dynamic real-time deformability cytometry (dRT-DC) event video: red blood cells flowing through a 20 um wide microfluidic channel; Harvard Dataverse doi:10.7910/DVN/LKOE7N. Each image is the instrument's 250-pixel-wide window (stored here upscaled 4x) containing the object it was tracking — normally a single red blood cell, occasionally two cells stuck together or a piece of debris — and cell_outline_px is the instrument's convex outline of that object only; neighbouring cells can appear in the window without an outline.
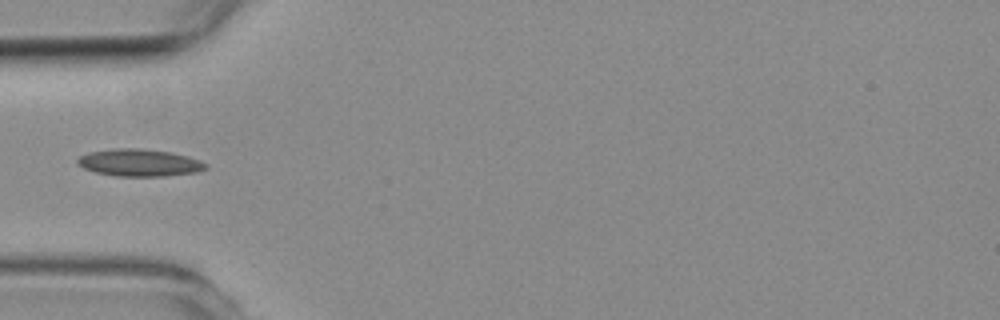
{"species": "common noctule bat (a hibernating species)", "species_latin": "Nyctalus noctula", "temperature_condition": "room temperature", "stored_images_in_passage": 3, "camera_frame_rate_fps": 3000, "um_per_image_px": 0.085, "animal": {"sex": "female", "body_mass_g": 19.3, "forearm_length_mm": 54.1}, "frame": {"image": 1, "passage_image": 2, "time_ms": 1.333, "image_size_px": [1000, 320], "cell_outline_px": [[208, 168], [196, 172], [164, 176], [116, 176], [96, 172], [84, 168], [76, 164], [76, 160], [80, 156], [88, 152], [116, 148], [136, 148], [172, 152], [188, 156], [200, 160], [208, 164]], "centroid_in_image_um": [11.85, 13.82], "position_along_channel_um": 73.1, "area_um2": 20.4}}
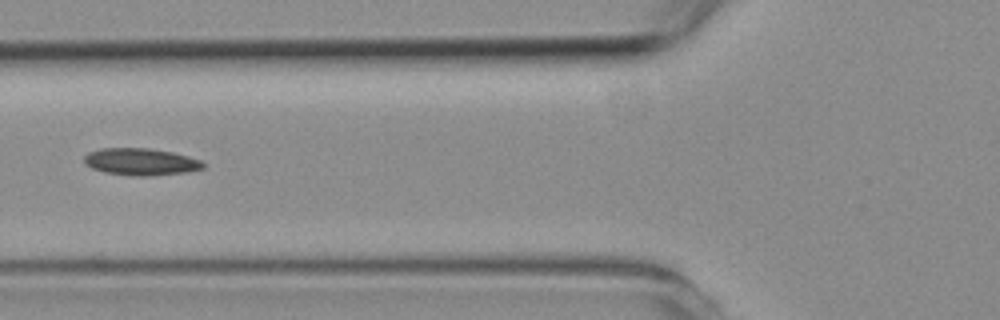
{"frame": {"image": 2, "passage_image": 3, "time_ms": 2.333, "image_size_px": [1000, 320], "cell_outline_px": [[204, 168], [184, 172], [144, 176], [136, 176], [104, 172], [92, 168], [84, 164], [84, 156], [88, 152], [100, 148], [148, 148], [172, 152], [188, 156], [200, 160], [204, 164]], "centroid_in_image_um": [11.92, 13.74], "position_along_channel_um": 113.9, "area_um2": 18.61}}